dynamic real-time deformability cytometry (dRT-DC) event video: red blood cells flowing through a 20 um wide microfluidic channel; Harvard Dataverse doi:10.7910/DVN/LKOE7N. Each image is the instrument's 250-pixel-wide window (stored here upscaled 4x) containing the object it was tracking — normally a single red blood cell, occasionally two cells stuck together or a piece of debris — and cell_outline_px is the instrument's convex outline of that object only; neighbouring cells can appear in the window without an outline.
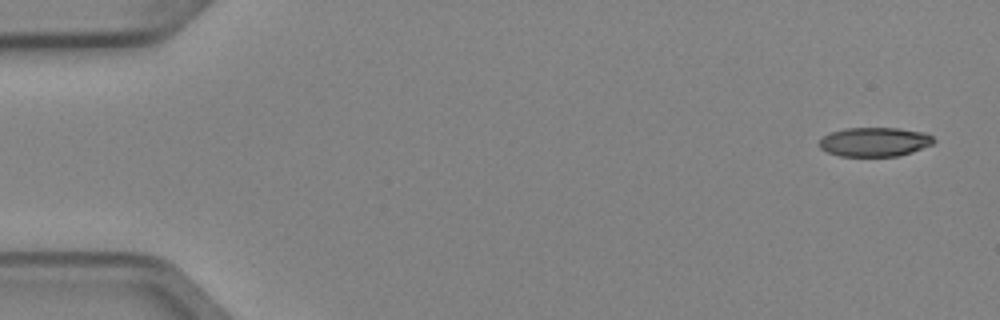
{"species": "Egyptian fruit bat (a non-hibernating species)", "species_latin": "Rousettus aegyptiacus", "temperature_condition": "cold", "stored_images_in_passage": 4, "camera_frame_rate_fps": 3000, "um_per_image_px": 0.085, "animal": {"sex": "female"}, "frame": {"image": 1, "passage_image": 1, "time_ms": 0.0, "image_size_px": [1000, 320], "cell_outline_px": [[936, 140], [932, 144], [912, 152], [900, 156], [840, 156], [828, 152], [820, 148], [820, 140], [828, 132], [844, 128], [896, 128], [924, 132], [932, 136]], "centroid_in_image_um": [74.34, 12.06], "position_along_channel_um": 10.7, "area_um2": 19.48}}
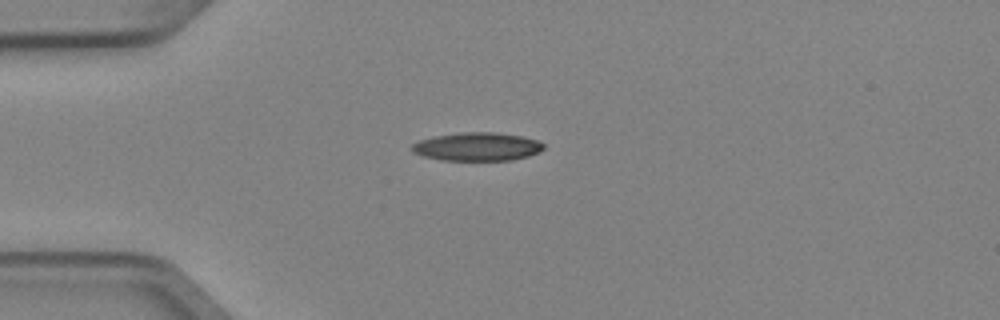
{"frame": {"image": 2, "passage_image": 4, "time_ms": 1.0, "image_size_px": [1000, 320], "cell_outline_px": [[544, 148], [540, 152], [528, 156], [512, 160], [440, 160], [424, 156], [412, 152], [408, 148], [412, 144], [420, 140], [436, 136], [460, 132], [496, 132], [520, 136], [536, 140], [544, 144]], "centroid_in_image_um": [40.54, 12.47], "position_along_channel_um": 44.5, "area_um2": 21.79}}